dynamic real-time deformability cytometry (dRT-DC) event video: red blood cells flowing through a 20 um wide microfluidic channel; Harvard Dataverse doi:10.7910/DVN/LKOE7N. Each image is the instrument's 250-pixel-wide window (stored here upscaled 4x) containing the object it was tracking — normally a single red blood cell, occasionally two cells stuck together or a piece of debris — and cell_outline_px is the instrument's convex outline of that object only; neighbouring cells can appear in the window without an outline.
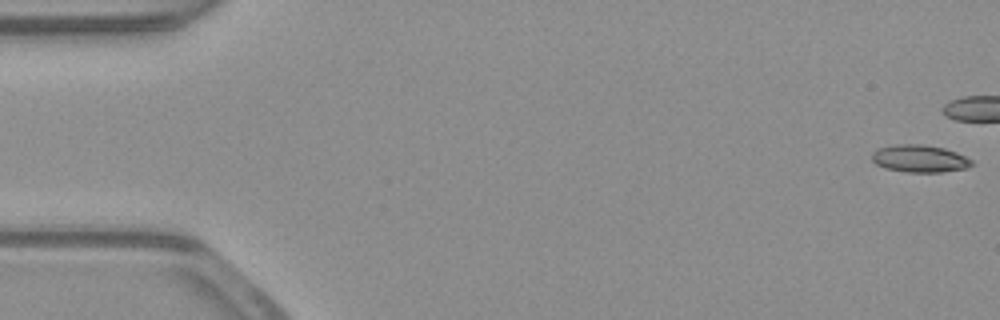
{"species": "common noctule bat (a hibernating species)", "species_latin": "Nyctalus noctula", "temperature_condition": "warm", "stored_images_in_passage": 41, "camera_frame_rate_fps": 3000, "um_per_image_px": 0.085, "animal": {"sex": "male", "body_mass_g": 23.1, "forearm_length_mm": 52.7}, "frame": {"image": 1, "passage_image": 1, "time_ms": 0.0, "image_size_px": [1000, 320], "cell_outline_px": [[972, 164], [964, 168], [944, 172], [908, 172], [884, 168], [876, 164], [872, 160], [872, 152], [876, 148], [896, 144], [924, 144], [944, 148], [956, 152], [972, 160]], "centroid_in_image_um": [78.12, 13.47], "position_along_channel_um": 6.9, "area_um2": 15.95}}
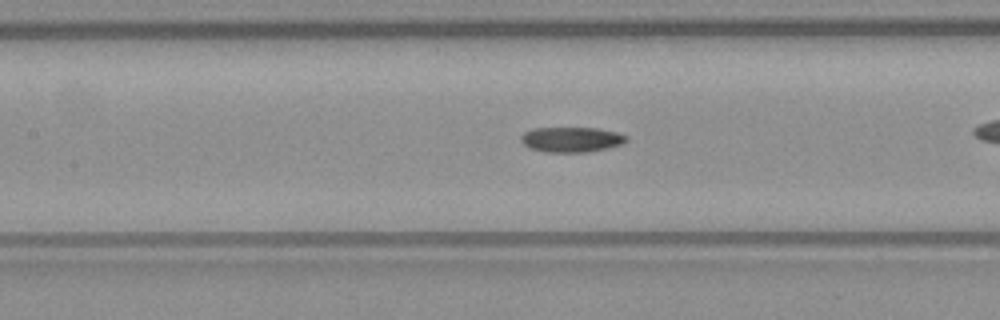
{"frame": {"image": 2, "passage_image": 24, "time_ms": 7.667, "image_size_px": [1000, 320], "cell_outline_px": [[628, 140], [620, 144], [588, 152], [544, 152], [528, 148], [520, 140], [520, 136], [524, 132], [532, 128], [596, 128], [616, 132], [628, 136]], "centroid_in_image_um": [48.52, 11.86], "position_along_channel_um": 158.9, "area_um2": 15.43}}
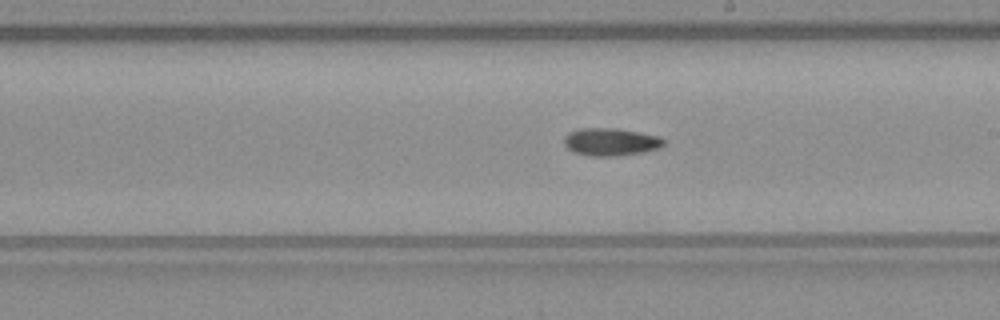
{"frame": {"image": 3, "passage_image": 30, "time_ms": 9.667, "image_size_px": [1000, 320], "cell_outline_px": [[664, 144], [660, 148], [644, 152], [616, 156], [592, 156], [572, 152], [564, 144], [564, 136], [568, 132], [580, 128], [616, 128], [660, 136], [664, 140]], "centroid_in_image_um": [51.9, 12.06], "position_along_channel_um": 237.1, "area_um2": 16.18}}